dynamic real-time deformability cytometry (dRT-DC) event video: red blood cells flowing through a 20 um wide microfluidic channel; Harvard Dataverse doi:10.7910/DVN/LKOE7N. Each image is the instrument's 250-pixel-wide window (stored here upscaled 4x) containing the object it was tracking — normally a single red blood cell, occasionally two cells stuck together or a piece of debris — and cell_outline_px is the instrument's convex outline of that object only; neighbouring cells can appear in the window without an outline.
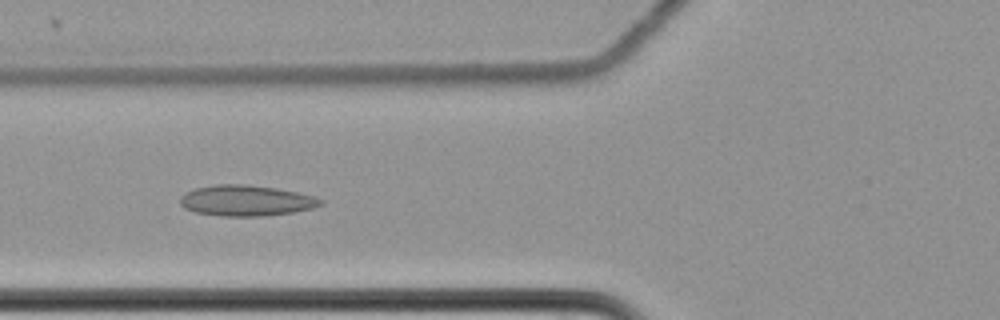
{"species": "common noctule bat (a hibernating species)", "species_latin": "Nyctalus noctula", "temperature_condition": "cold", "stored_images_in_passage": 57, "camera_frame_rate_fps": 3000, "um_per_image_px": 0.085, "animal": {"sex": "female", "body_mass_g": 22.7, "forearm_length_mm": 54.2}, "frame": {"image": 1, "passage_image": 21, "time_ms": 6.667, "image_size_px": [1000, 320], "cell_outline_px": [[324, 204], [312, 208], [292, 212], [264, 216], [224, 216], [196, 212], [184, 208], [180, 204], [180, 196], [184, 192], [196, 188], [212, 184], [248, 184], [276, 188], [296, 192], [312, 196], [324, 200]], "centroid_in_image_um": [20.9, 17.04], "position_along_channel_um": 104.9, "area_um2": 25.26}}
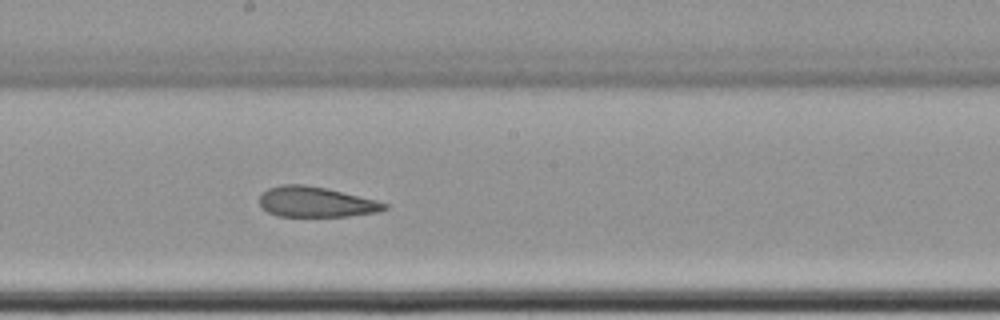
{"frame": {"image": 2, "passage_image": 31, "time_ms": 10.0, "image_size_px": [1000, 320], "cell_outline_px": [[388, 208], [376, 212], [348, 216], [276, 216], [268, 212], [260, 204], [260, 192], [268, 188], [280, 184], [304, 184], [324, 188], [376, 200], [388, 204]], "centroid_in_image_um": [26.81, 17.16], "position_along_channel_um": 221.4, "area_um2": 21.96}}
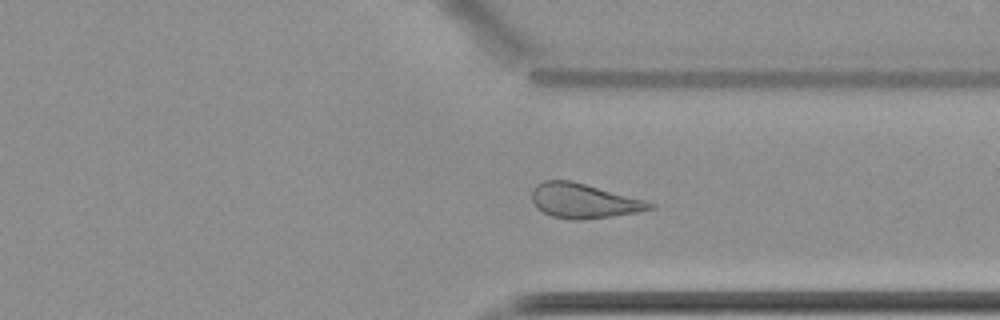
{"frame": {"image": 3, "passage_image": 43, "time_ms": 14.0, "image_size_px": [1000, 320], "cell_outline_px": [[656, 208], [636, 212], [612, 216], [584, 220], [568, 220], [552, 216], [536, 208], [532, 200], [532, 188], [536, 184], [544, 180], [572, 180], [644, 200], [656, 204]], "centroid_in_image_um": [49.59, 17.07], "position_along_channel_um": 361.8, "area_um2": 23.93}, "authors_computed_cell_mechanics": {"area_um2": 25.143, "velocity_mm_per_s": 3.4933, "shape_relaxation_time_tau1_ms": null, "shape_relaxation_time_tau2_ms": 2.1348, "deformation_change_tau1": null, "deformation_change_tau2": 0.0878}}